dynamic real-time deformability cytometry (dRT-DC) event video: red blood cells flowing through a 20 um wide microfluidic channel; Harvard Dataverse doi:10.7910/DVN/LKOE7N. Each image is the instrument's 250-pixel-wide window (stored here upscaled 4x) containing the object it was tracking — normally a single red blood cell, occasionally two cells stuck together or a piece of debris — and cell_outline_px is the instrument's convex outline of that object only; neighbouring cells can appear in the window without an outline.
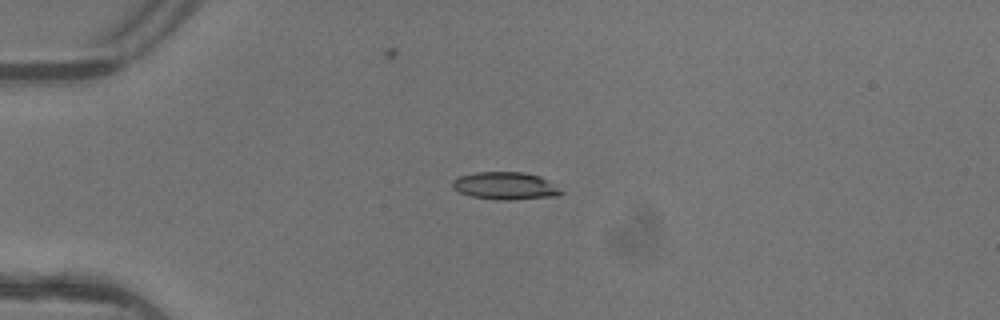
{"species": "common noctule bat (a hibernating species)", "species_latin": "Nyctalus noctula", "temperature_condition": "warm", "stored_images_in_passage": 6, "camera_frame_rate_fps": 3000, "um_per_image_px": 0.085, "animal": {"sex": "female"}, "frame": {"image": 1, "passage_image": 2, "time_ms": 0.333, "image_size_px": [1000, 320], "cell_outline_px": [[564, 192], [556, 196], [512, 200], [496, 200], [472, 196], [460, 192], [452, 188], [452, 180], [460, 176], [476, 172], [524, 172], [540, 176]], "centroid_in_image_um": [42.92, 15.8], "position_along_channel_um": 42.1, "area_um2": 17.34}}
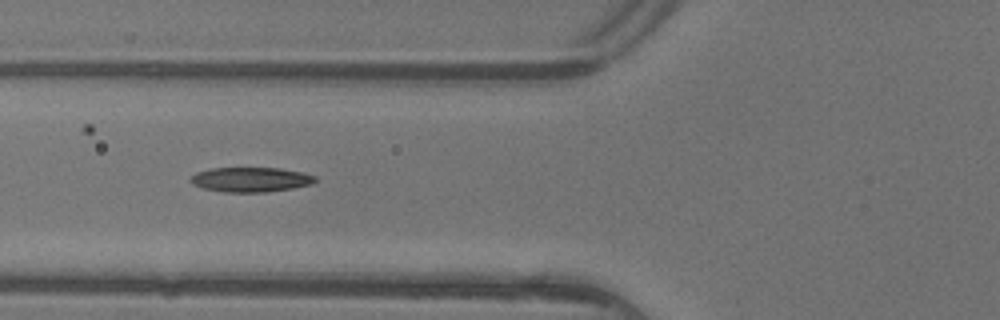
{"frame": {"image": 2, "passage_image": 4, "time_ms": 1.0, "image_size_px": [1000, 320], "cell_outline_px": [[316, 180], [312, 184], [292, 188], [264, 192], [224, 192], [204, 188], [192, 184], [192, 176], [196, 172], [212, 168], [280, 168], [300, 172], [316, 176]], "centroid_in_image_um": [21.32, 15.26], "position_along_channel_um": 104.5, "area_um2": 17.74}}
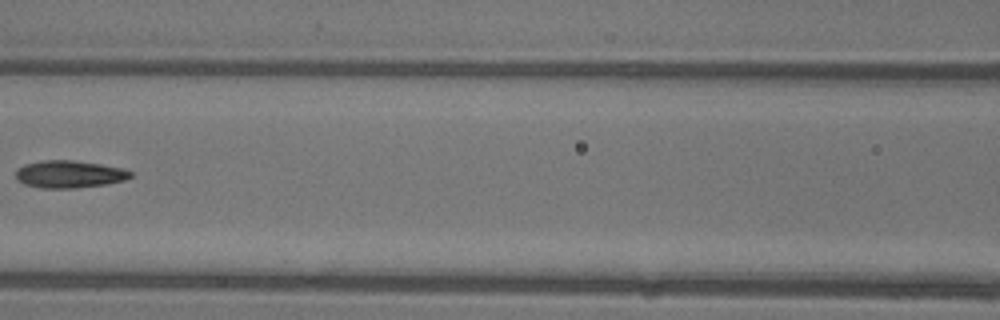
{"frame": {"image": 3, "passage_image": 5, "time_ms": 1.333, "image_size_px": [1000, 320], "cell_outline_px": [[132, 176], [124, 180], [104, 184], [76, 188], [40, 188], [24, 184], [16, 180], [16, 172], [24, 164], [44, 160], [72, 160], [100, 164], [120, 168], [132, 172]], "centroid_in_image_um": [5.86, 14.81], "position_along_channel_um": 160.7, "area_um2": 18.15}}